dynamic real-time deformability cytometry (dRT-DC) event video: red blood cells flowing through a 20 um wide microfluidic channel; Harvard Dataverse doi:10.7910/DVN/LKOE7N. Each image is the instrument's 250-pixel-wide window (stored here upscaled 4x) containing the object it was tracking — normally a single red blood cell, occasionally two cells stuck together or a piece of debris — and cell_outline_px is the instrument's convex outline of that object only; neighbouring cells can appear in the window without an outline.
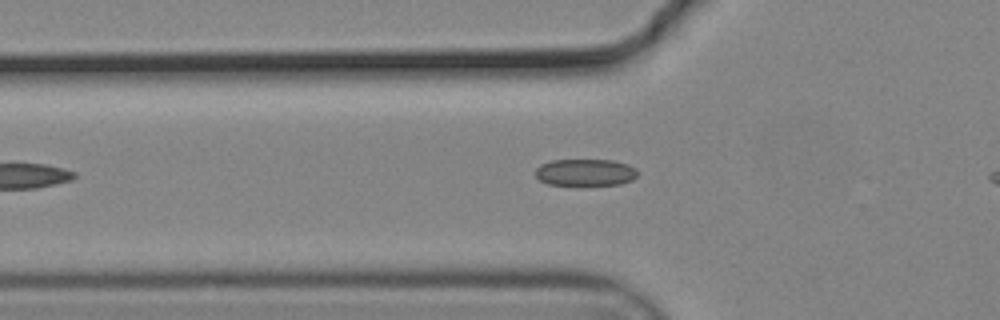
{"species": "common noctule bat (a hibernating species)", "species_latin": "Nyctalus noctula", "temperature_condition": "cold", "stored_images_in_passage": 25, "camera_frame_rate_fps": 3000, "um_per_image_px": 0.085, "animal": {"sex": "male", "body_mass_g": 19.2, "forearm_length_mm": 51.8}, "frame": {"image": 1, "passage_image": 11, "time_ms": 3.333, "image_size_px": [1000, 320], "cell_outline_px": [[640, 172], [632, 180], [620, 184], [548, 184], [540, 180], [536, 176], [536, 168], [540, 164], [552, 160], [612, 160], [628, 164], [636, 168]], "centroid_in_image_um": [49.78, 14.63], "position_along_channel_um": 76.0, "area_um2": 15.9}}
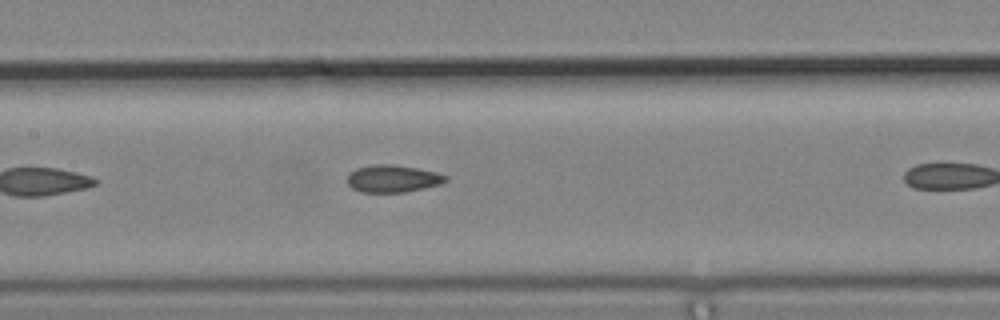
{"frame": {"image": 2, "passage_image": 15, "time_ms": 4.667, "image_size_px": [1000, 320], "cell_outline_px": [[448, 180], [440, 184], [424, 188], [404, 192], [360, 192], [352, 188], [348, 184], [348, 172], [356, 168], [372, 164], [392, 164], [416, 168], [436, 172], [448, 176]], "centroid_in_image_um": [33.37, 15.18], "position_along_channel_um": 174.0, "area_um2": 15.72}}